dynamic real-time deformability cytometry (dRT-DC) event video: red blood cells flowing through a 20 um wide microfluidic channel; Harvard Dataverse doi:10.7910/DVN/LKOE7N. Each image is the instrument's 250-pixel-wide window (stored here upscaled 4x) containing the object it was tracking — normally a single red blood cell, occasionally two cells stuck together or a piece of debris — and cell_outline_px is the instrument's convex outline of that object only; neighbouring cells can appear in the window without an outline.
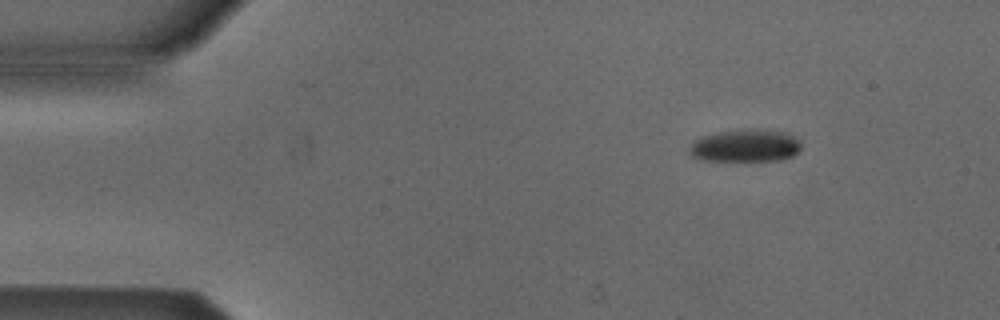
{"species": "Egyptian fruit bat (a non-hibernating species)", "species_latin": "Rousettus aegyptiacus", "temperature_condition": "cold", "stored_images_in_passage": 3, "camera_frame_rate_fps": 3000, "um_per_image_px": 0.085, "animal": {"sex": "male"}, "frame": {"image": 1, "passage_image": 1, "time_ms": 0.0, "image_size_px": [1000, 320], "cell_outline_px": [[800, 152], [792, 156], [780, 160], [700, 160], [692, 156], [688, 152], [688, 148], [696, 140], [704, 136], [720, 132], [784, 132], [800, 140]], "centroid_in_image_um": [63.35, 12.44], "position_along_channel_um": 21.7, "area_um2": 20.11}}